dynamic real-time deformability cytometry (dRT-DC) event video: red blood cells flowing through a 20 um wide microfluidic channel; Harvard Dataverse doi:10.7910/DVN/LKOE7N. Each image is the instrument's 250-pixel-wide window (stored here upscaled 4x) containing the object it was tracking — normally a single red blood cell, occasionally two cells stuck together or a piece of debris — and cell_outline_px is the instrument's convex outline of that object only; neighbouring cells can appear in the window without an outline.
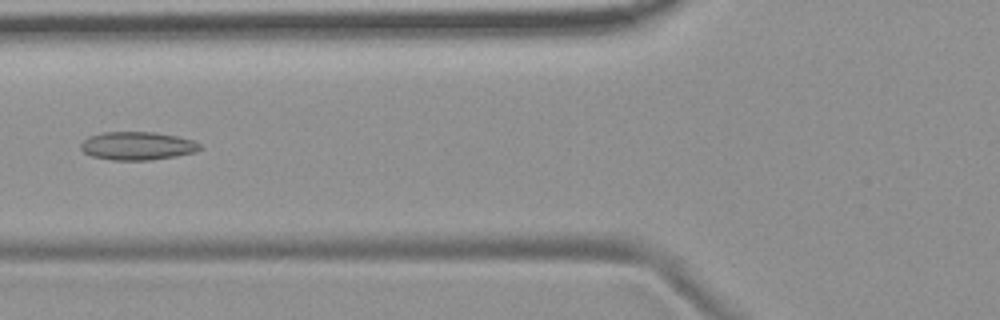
{"species": "common noctule bat (a hibernating species)", "species_latin": "Nyctalus noctula", "temperature_condition": "room temperature", "stored_images_in_passage": 6, "camera_frame_rate_fps": 3000, "um_per_image_px": 0.085, "animal": {"sex": "female", "body_mass_g": 19.9}, "frame": {"image": 1, "passage_image": 6, "time_ms": 6.667, "image_size_px": [1000, 320], "cell_outline_px": [[200, 148], [196, 152], [176, 156], [152, 160], [112, 160], [92, 156], [84, 152], [80, 148], [80, 144], [88, 136], [104, 132], [152, 132], [176, 136], [192, 140], [200, 144]], "centroid_in_image_um": [11.65, 12.4], "position_along_channel_um": 114.1, "area_um2": 19.54}}